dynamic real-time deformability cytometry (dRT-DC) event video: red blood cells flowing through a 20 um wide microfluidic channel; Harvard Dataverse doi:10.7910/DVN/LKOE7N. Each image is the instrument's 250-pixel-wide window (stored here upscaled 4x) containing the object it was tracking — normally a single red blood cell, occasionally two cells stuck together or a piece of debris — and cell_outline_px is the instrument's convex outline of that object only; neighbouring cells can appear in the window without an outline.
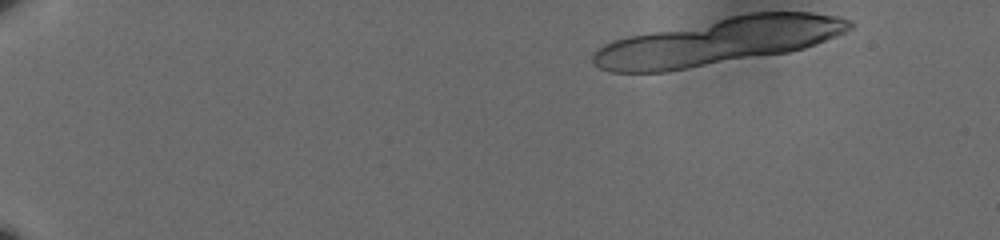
{"species": "human", "species_latin": "Homo sapiens", "temperature_condition": "cold", "stored_images_in_passage": 21, "segment_of_instrument_passage": [1, 2], "camera_frame_rate_fps": 3000, "um_per_image_px": 0.085, "donor": {"sex": "male"}, "frame": {"image": 1, "passage_image": 1, "time_ms": 0.0, "image_size_px": [1000, 240], "cell_outline_px": [[852, 28], [844, 32], [804, 48], [788, 52], [668, 72], [608, 72], [592, 64], [592, 56], [596, 48], [612, 40], [628, 36], [748, 12], [812, 12], [836, 16], [852, 20]], "centroid_in_image_um": [61.02, 3.52], "position_along_channel_um": 24.0, "area_um2": 70.05}}